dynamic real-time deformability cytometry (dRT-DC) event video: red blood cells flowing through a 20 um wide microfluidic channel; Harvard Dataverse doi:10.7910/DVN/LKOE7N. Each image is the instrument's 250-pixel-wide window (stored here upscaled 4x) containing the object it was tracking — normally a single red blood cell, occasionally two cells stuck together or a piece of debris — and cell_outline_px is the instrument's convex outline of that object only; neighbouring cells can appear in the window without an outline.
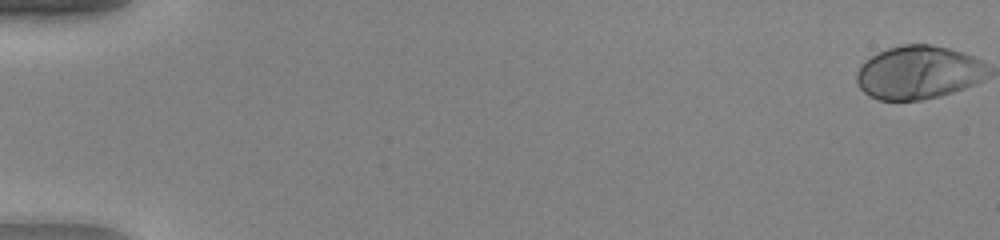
{"species": "human", "species_latin": "Homo sapiens", "temperature_condition": "warm", "stored_images_in_passage": 51, "camera_frame_rate_fps": 3000, "um_per_image_px": 0.085, "donor": {"sex": "female"}, "frame": {"image": 1, "passage_image": 1, "time_ms": 0.0, "image_size_px": [1000, 240], "cell_outline_px": [[976, 60], [968, 84], [960, 88], [936, 96], [920, 100], [880, 100], [864, 92], [860, 88], [856, 80], [856, 76], [860, 68], [872, 56], [880, 52], [904, 44], [928, 44], [960, 52]], "centroid_in_image_um": [77.74, 6.17], "position_along_channel_um": 7.3, "area_um2": 37.34}}
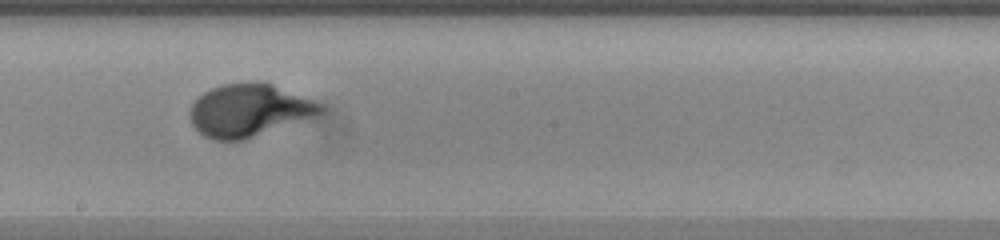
{"frame": {"image": 2, "passage_image": 30, "time_ms": 9.667, "image_size_px": [1000, 240], "cell_outline_px": [[328, 108], [324, 112], [316, 116], [240, 140], [220, 140], [204, 136], [192, 124], [192, 104], [204, 92], [212, 88], [228, 84], [268, 84], [324, 104]], "centroid_in_image_um": [21.21, 9.4], "position_along_channel_um": 227.0, "area_um2": 38.49}}
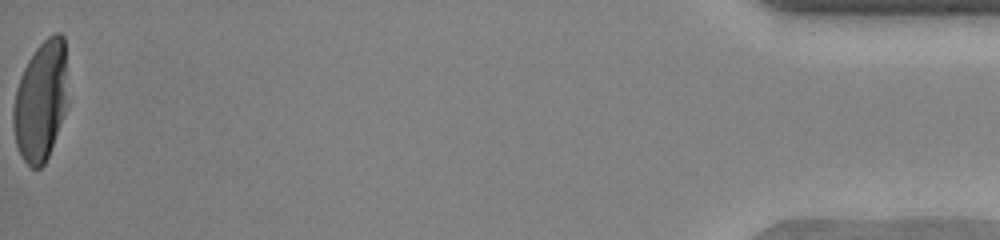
{"frame": {"image": 3, "passage_image": 51, "time_ms": 16.667, "image_size_px": [1000, 240], "cell_outline_px": [[64, 112], [48, 156], [44, 164], [40, 168], [32, 168], [24, 160], [16, 144], [12, 124], [12, 108], [16, 88], [20, 76], [28, 60], [36, 48], [48, 36], [56, 32], [60, 32], [64, 36]], "centroid_in_image_um": [3.39, 8.59], "position_along_channel_um": 431.8, "area_um2": 36.99}, "authors_computed_cell_mechanics": {"area_um2": 37.6278, "velocity_mm_per_s": 4.2032, "shape_relaxation_time_tau1_ms": 3.5611, "shape_relaxation_time_tau2_ms": null, "deformation_change_tau1": 0.2426, "deformation_change_tau2": null}}